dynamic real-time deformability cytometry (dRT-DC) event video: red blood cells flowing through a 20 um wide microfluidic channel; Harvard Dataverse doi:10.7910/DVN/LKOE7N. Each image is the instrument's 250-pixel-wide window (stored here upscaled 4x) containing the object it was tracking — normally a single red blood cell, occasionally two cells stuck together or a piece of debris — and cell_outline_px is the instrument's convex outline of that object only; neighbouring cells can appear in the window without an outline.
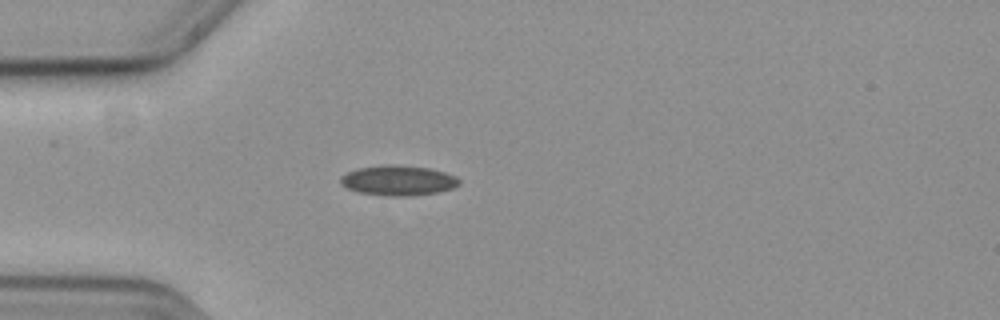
{"species": "common noctule bat (a hibernating species)", "species_latin": "Nyctalus noctula", "temperature_condition": "cold", "stored_images_in_passage": 42, "camera_frame_rate_fps": 3000, "um_per_image_px": 0.085, "animal": {"sex": "female", "body_mass_g": 19.3, "forearm_length_mm": 54.1}, "frame": {"image": 1, "passage_image": 1, "time_ms": 0.0, "image_size_px": [1000, 320], "cell_outline_px": [[460, 184], [452, 188], [436, 192], [408, 196], [388, 196], [360, 192], [348, 188], [340, 184], [340, 176], [356, 168], [384, 164], [392, 164], [428, 168], [444, 172], [456, 176], [460, 180]], "centroid_in_image_um": [33.82, 15.33], "position_along_channel_um": 51.2, "area_um2": 20.75}}
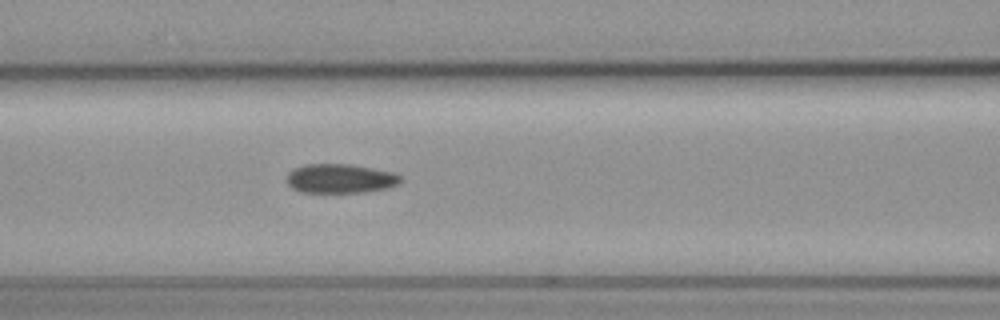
{"frame": {"image": 2, "passage_image": 9, "time_ms": 2.667, "image_size_px": [1000, 320], "cell_outline_px": [[400, 180], [396, 184], [384, 188], [364, 192], [300, 192], [292, 188], [288, 184], [288, 172], [292, 168], [304, 164], [352, 164], [392, 172], [400, 176]], "centroid_in_image_um": [28.85, 15.16], "position_along_channel_um": 137.7, "area_um2": 19.19}}
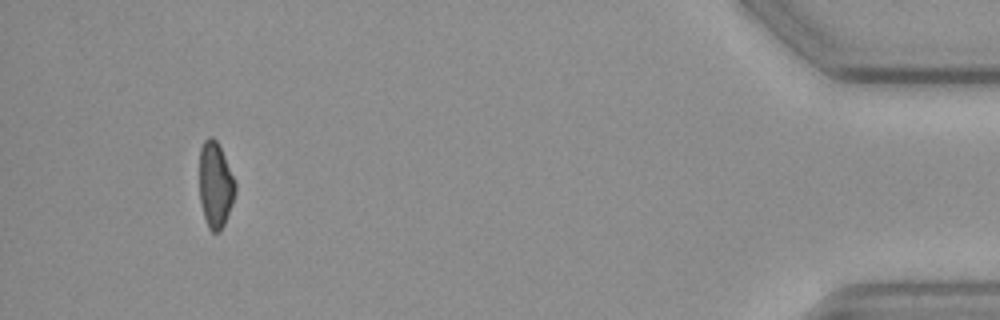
{"frame": {"image": 3, "passage_image": 38, "time_ms": 12.333, "image_size_px": [1000, 320], "cell_outline_px": [[236, 192], [232, 204], [224, 224], [220, 232], [212, 232], [208, 228], [204, 216], [200, 200], [200, 148], [204, 140], [208, 136], [212, 136], [216, 140], [224, 156], [236, 184]], "centroid_in_image_um": [18.3, 15.73], "position_along_channel_um": 416.9, "area_um2": 17.8}, "authors_computed_cell_mechanics": {"area_um2": 19.5364, "velocity_mm_per_s": 3.6653, "shape_relaxation_time_tau1_ms": 11.2499, "shape_relaxation_time_tau2_ms": null, "deformation_change_tau1": 0.1581, "deformation_change_tau2": null}}